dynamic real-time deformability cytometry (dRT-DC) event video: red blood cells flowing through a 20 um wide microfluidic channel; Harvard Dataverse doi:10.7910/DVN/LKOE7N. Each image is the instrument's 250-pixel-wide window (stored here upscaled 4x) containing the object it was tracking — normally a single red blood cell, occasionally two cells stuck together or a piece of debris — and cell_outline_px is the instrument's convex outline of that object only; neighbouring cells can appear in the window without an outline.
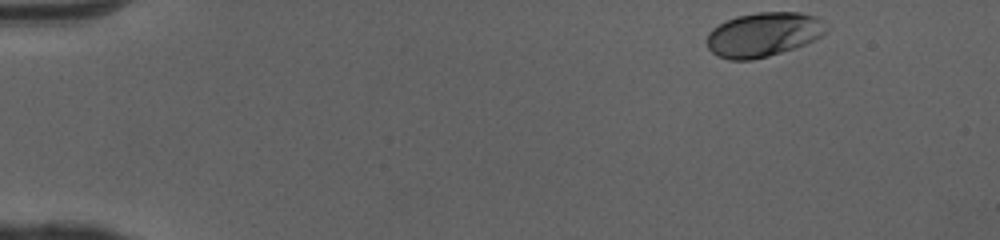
{"species": "human", "species_latin": "Homo sapiens", "temperature_condition": "cold", "stored_images_in_passage": 41, "camera_frame_rate_fps": 3000, "um_per_image_px": 0.085, "donor": {"sex": "female"}, "frame": {"image": 1, "passage_image": 1, "time_ms": 0.0, "image_size_px": [1000, 240], "cell_outline_px": [[828, 32], [816, 40], [796, 48], [768, 56], [752, 60], [728, 60], [716, 56], [708, 48], [708, 32], [712, 28], [736, 16], [756, 12], [800, 12], [816, 16], [828, 24]], "centroid_in_image_um": [64.94, 2.93], "position_along_channel_um": 20.1, "area_um2": 31.27}}
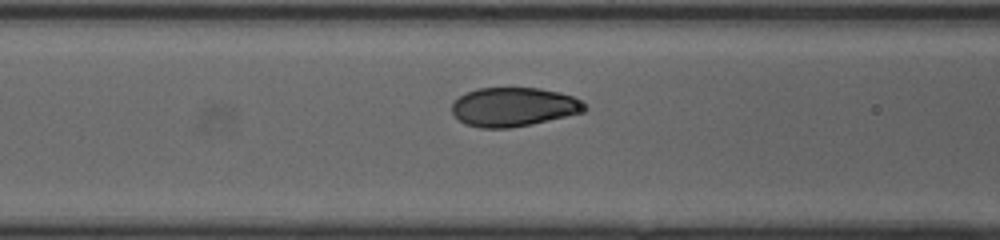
{"frame": {"image": 2, "passage_image": 17, "time_ms": 5.333, "image_size_px": [1000, 240], "cell_outline_px": [[588, 108], [584, 112], [532, 124], [508, 128], [480, 128], [464, 124], [452, 112], [452, 104], [460, 96], [476, 88], [540, 88], [560, 92], [572, 96]], "centroid_in_image_um": [43.65, 9.09], "position_along_channel_um": 123.0, "area_um2": 30.0}}
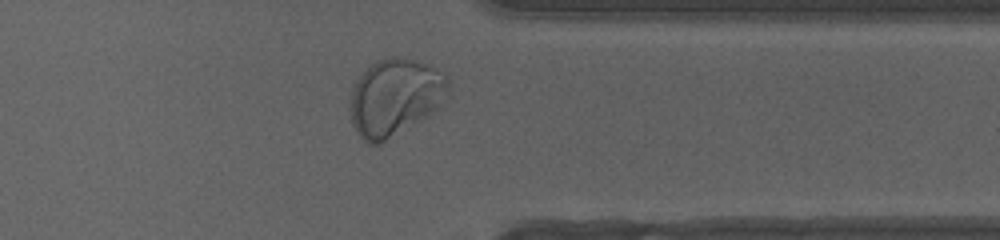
{"frame": {"image": 3, "passage_image": 36, "time_ms": 11.667, "image_size_px": [1000, 240], "cell_outline_px": [[448, 96], [440, 108], [380, 144], [368, 144], [356, 132], [352, 124], [348, 108], [352, 88], [356, 80], [376, 60], [396, 56], [428, 64], [448, 76]], "centroid_in_image_um": [33.56, 8.27], "position_along_channel_um": 377.8, "area_um2": 44.27}, "authors_computed_cell_mechanics": {"area_um2": 31.0386, "velocity_mm_per_s": 4.0559, "shape_relaxation_time_tau1_ms": 2.5733, "shape_relaxation_time_tau2_ms": null, "deformation_change_tau1": 0.1414, "deformation_change_tau2": null}}